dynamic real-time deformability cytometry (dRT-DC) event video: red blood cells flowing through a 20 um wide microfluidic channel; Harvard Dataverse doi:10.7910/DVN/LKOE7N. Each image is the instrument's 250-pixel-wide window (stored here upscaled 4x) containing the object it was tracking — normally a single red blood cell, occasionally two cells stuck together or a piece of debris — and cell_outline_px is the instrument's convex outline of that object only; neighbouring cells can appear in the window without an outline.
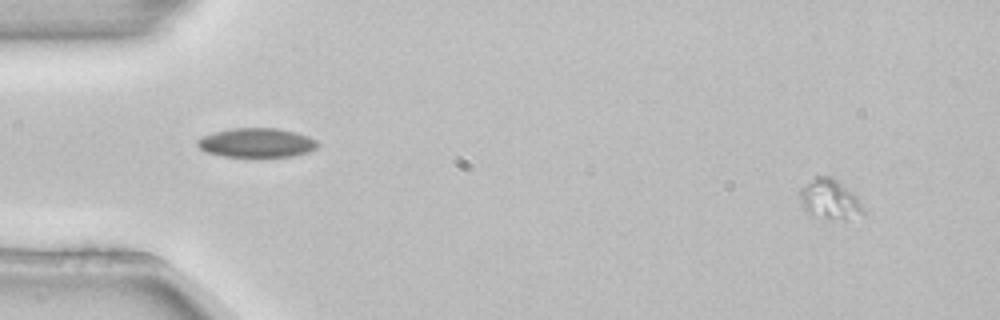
{"species": "common noctule bat (a hibernating species)", "species_latin": "Nyctalus noctula", "temperature_condition": "room temperature", "stored_images_in_passage": 5, "segment_of_instrument_passage": [1, 2], "camera_frame_rate_fps": 3000, "um_per_image_px": 0.085, "animal": {"sex": "female", "body_mass_g": 22.7, "forearm_length_mm": 54.2}, "frame": {"image": 1, "passage_image": 1, "time_ms": 0.0, "image_size_px": [1000, 320], "cell_outline_px": [[864, 216], [844, 220], [812, 212], [804, 208], [800, 204], [800, 188], [816, 176], [832, 176], [856, 196], [864, 212]], "centroid_in_image_um": [70.55, 16.9], "position_along_channel_um": 14.4, "area_um2": 14.1}}
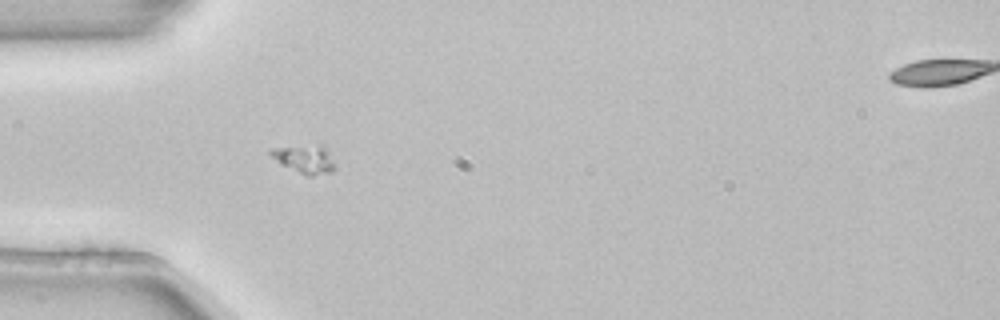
{"frame": {"image": 2, "passage_image": 4, "time_ms": 1.0, "image_size_px": [1000, 320], "cell_outline_px": [[336, 168], [332, 172], [312, 176], [308, 176], [280, 164], [268, 152], [272, 148], [316, 144], [324, 144], [336, 164]], "centroid_in_image_um": [25.96, 13.51], "position_along_channel_um": 59.0, "area_um2": 10.81}}